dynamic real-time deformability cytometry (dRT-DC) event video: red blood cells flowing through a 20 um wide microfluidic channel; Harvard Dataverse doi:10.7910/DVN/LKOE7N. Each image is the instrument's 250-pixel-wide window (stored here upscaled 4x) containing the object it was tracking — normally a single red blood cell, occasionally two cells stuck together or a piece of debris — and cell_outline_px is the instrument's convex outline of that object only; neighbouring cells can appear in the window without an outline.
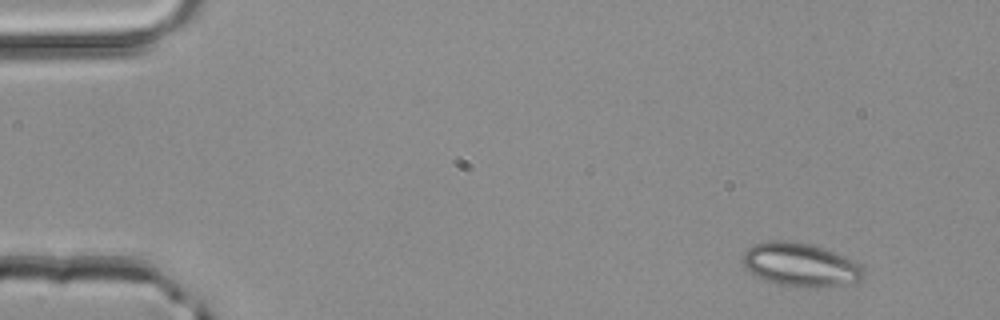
{"species": "common noctule bat (a hibernating species)", "species_latin": "Nyctalus noctula", "temperature_condition": "room temperature", "stored_images_in_passage": 3, "camera_frame_rate_fps": 3000, "um_per_image_px": 0.085, "animal": {"sex": "male", "body_mass_g": 20.4}, "frame": {"image": 1, "passage_image": 1, "time_ms": 0.0, "image_size_px": [1000, 320], "cell_outline_px": [[864, 280], [816, 288], [804, 288], [776, 284], [752, 272], [744, 264], [744, 252], [748, 248], [756, 244], [768, 240], [784, 240], [812, 244], [824, 248], [852, 260], [860, 264], [864, 272]], "centroid_in_image_um": [68.07, 22.5], "position_along_channel_um": 16.9, "area_um2": 30.29}}